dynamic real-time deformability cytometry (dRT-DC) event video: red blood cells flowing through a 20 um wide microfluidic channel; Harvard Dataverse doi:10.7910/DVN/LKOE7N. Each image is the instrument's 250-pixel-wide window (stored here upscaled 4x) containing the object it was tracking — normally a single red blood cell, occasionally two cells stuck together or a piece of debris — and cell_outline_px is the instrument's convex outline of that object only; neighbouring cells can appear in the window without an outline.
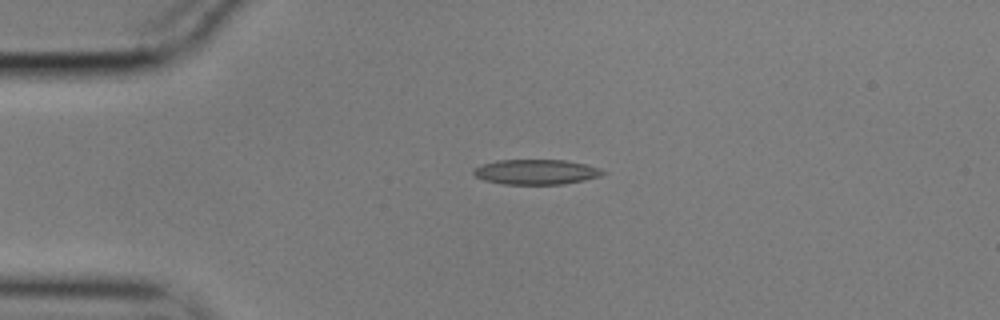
{"species": "common noctule bat (a hibernating species)", "species_latin": "Nyctalus noctula", "temperature_condition": "cold", "stored_images_in_passage": 44, "camera_frame_rate_fps": 3000, "um_per_image_px": 0.085, "animal": {"sex": "male", "body_mass_g": 17.9}, "frame": {"image": 1, "passage_image": 1, "time_ms": 0.0, "image_size_px": [1000, 320], "cell_outline_px": [[608, 172], [600, 176], [584, 180], [564, 184], [504, 184], [484, 180], [476, 176], [472, 172], [472, 168], [496, 160], [564, 160], [588, 164], [600, 168]], "centroid_in_image_um": [45.59, 14.61], "position_along_channel_um": 39.4, "area_um2": 18.96}}
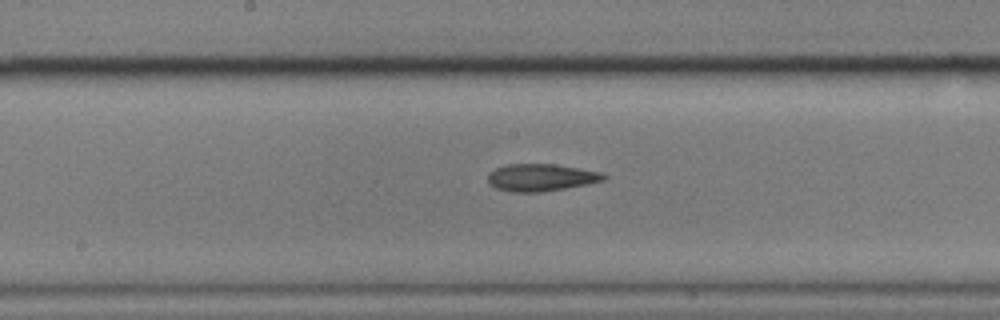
{"frame": {"image": 2, "passage_image": 17, "time_ms": 5.333, "image_size_px": [1000, 320], "cell_outline_px": [[608, 176], [604, 180], [588, 184], [540, 192], [512, 192], [496, 188], [488, 184], [488, 172], [496, 168], [508, 164], [552, 164], [580, 168], [600, 172]], "centroid_in_image_um": [45.96, 15.08], "position_along_channel_um": 202.2, "area_um2": 18.38}}
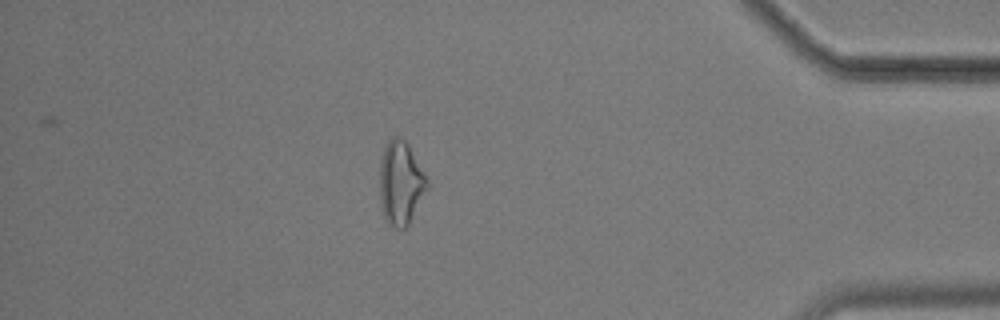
{"frame": {"image": 3, "passage_image": 37, "time_ms": 12.0, "image_size_px": [1000, 320], "cell_outline_px": [[428, 188], [408, 224], [404, 228], [396, 228], [388, 224], [384, 216], [380, 204], [380, 160], [384, 148], [388, 140], [392, 136], [400, 136], [408, 144], [428, 184]], "centroid_in_image_um": [34.02, 15.55], "position_along_channel_um": 401.2, "area_um2": 22.72}, "authors_computed_cell_mechanics": {"area_um2": 18.8428, "velocity_mm_per_s": 3.5628, "shape_relaxation_time_tau1_ms": null, "shape_relaxation_time_tau2_ms": 8.2198, "deformation_change_tau1": null, "deformation_change_tau2": 0.1965}}